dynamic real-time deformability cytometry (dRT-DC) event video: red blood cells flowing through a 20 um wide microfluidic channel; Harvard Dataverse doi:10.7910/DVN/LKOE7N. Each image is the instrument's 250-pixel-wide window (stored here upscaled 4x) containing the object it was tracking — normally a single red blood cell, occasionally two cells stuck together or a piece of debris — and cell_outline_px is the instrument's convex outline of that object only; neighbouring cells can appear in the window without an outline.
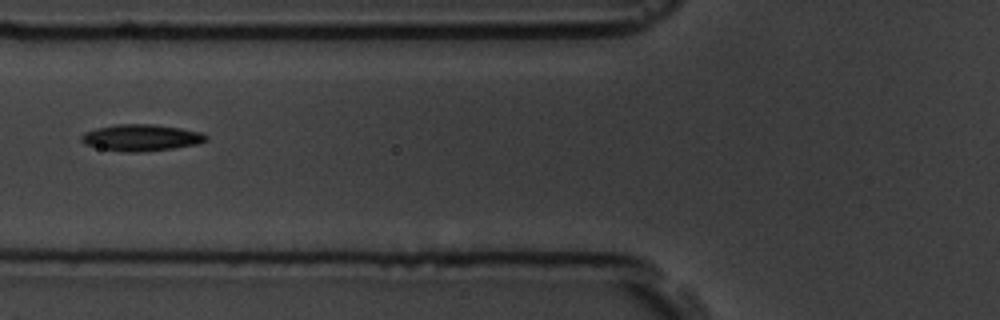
{"species": "common noctule bat (a hibernating species)", "species_latin": "Nyctalus noctula", "temperature_condition": "room temperature", "stored_images_in_passage": 12, "camera_frame_rate_fps": 3000, "um_per_image_px": 0.085, "animal": {"sex": "male", "body_mass_g": 19.5, "forearm_length_mm": 54.6}, "frame": {"image": 1, "passage_image": 3, "time_ms": 2.333, "image_size_px": [1000, 320], "cell_outline_px": [[208, 140], [196, 144], [172, 148], [140, 152], [124, 152], [100, 148], [84, 144], [80, 140], [80, 136], [84, 132], [96, 128], [116, 124], [152, 124], [180, 128], [200, 132], [208, 136]], "centroid_in_image_um": [11.96, 11.7], "position_along_channel_um": 113.8, "area_um2": 19.25}}
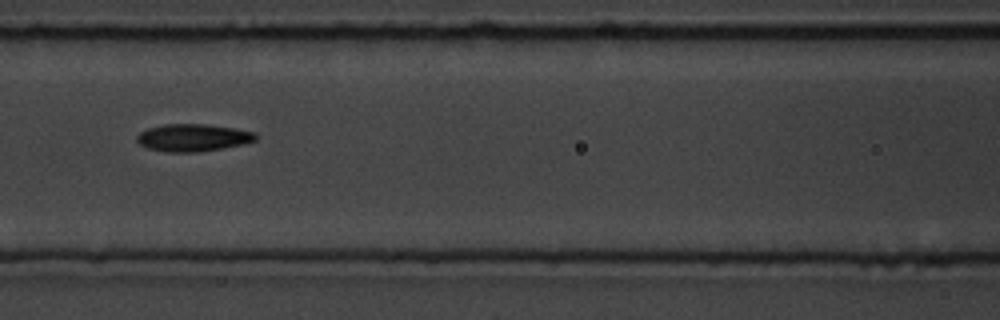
{"frame": {"image": 2, "passage_image": 4, "time_ms": 3.333, "image_size_px": [1000, 320], "cell_outline_px": [[256, 140], [244, 144], [224, 148], [196, 152], [168, 152], [148, 148], [140, 144], [136, 140], [136, 136], [140, 132], [148, 128], [164, 124], [204, 124], [232, 128], [256, 132]], "centroid_in_image_um": [16.39, 11.7], "position_along_channel_um": 150.2, "area_um2": 18.9}}